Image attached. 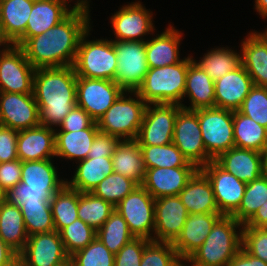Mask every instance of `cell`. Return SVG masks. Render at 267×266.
<instances>
[{"label":"cell","mask_w":267,"mask_h":266,"mask_svg":"<svg viewBox=\"0 0 267 266\" xmlns=\"http://www.w3.org/2000/svg\"><path fill=\"white\" fill-rule=\"evenodd\" d=\"M88 3L87 0H78L72 6L73 8L68 10L59 0H34L25 33L14 45L21 46L28 38L48 31L64 20L71 12H78L89 17Z\"/></svg>","instance_id":"5bb4252c"},{"label":"cell","mask_w":267,"mask_h":266,"mask_svg":"<svg viewBox=\"0 0 267 266\" xmlns=\"http://www.w3.org/2000/svg\"><path fill=\"white\" fill-rule=\"evenodd\" d=\"M182 33L173 26L166 28L160 35L146 41V60L149 68L164 67L182 61L179 55V45Z\"/></svg>","instance_id":"83f0119b"},{"label":"cell","mask_w":267,"mask_h":266,"mask_svg":"<svg viewBox=\"0 0 267 266\" xmlns=\"http://www.w3.org/2000/svg\"><path fill=\"white\" fill-rule=\"evenodd\" d=\"M206 152L215 160L235 146L233 111L218 107L196 109Z\"/></svg>","instance_id":"52a82bcc"},{"label":"cell","mask_w":267,"mask_h":266,"mask_svg":"<svg viewBox=\"0 0 267 266\" xmlns=\"http://www.w3.org/2000/svg\"><path fill=\"white\" fill-rule=\"evenodd\" d=\"M250 266H267V263L250 254Z\"/></svg>","instance_id":"6125c7cd"},{"label":"cell","mask_w":267,"mask_h":266,"mask_svg":"<svg viewBox=\"0 0 267 266\" xmlns=\"http://www.w3.org/2000/svg\"><path fill=\"white\" fill-rule=\"evenodd\" d=\"M0 266H18V253L0 237Z\"/></svg>","instance_id":"9f6ffc18"},{"label":"cell","mask_w":267,"mask_h":266,"mask_svg":"<svg viewBox=\"0 0 267 266\" xmlns=\"http://www.w3.org/2000/svg\"><path fill=\"white\" fill-rule=\"evenodd\" d=\"M253 86L252 78L240 64L214 81L215 107L237 111Z\"/></svg>","instance_id":"44dd1931"},{"label":"cell","mask_w":267,"mask_h":266,"mask_svg":"<svg viewBox=\"0 0 267 266\" xmlns=\"http://www.w3.org/2000/svg\"><path fill=\"white\" fill-rule=\"evenodd\" d=\"M70 260L57 231L28 236L18 266H61Z\"/></svg>","instance_id":"9a60e30c"},{"label":"cell","mask_w":267,"mask_h":266,"mask_svg":"<svg viewBox=\"0 0 267 266\" xmlns=\"http://www.w3.org/2000/svg\"><path fill=\"white\" fill-rule=\"evenodd\" d=\"M17 138V130L0 125V163L18 159Z\"/></svg>","instance_id":"f5cc1de1"},{"label":"cell","mask_w":267,"mask_h":266,"mask_svg":"<svg viewBox=\"0 0 267 266\" xmlns=\"http://www.w3.org/2000/svg\"><path fill=\"white\" fill-rule=\"evenodd\" d=\"M186 95L192 104L189 107L182 104V108L196 110L215 107L214 81L194 61L189 64L186 74L183 98Z\"/></svg>","instance_id":"f1b7e54d"},{"label":"cell","mask_w":267,"mask_h":266,"mask_svg":"<svg viewBox=\"0 0 267 266\" xmlns=\"http://www.w3.org/2000/svg\"><path fill=\"white\" fill-rule=\"evenodd\" d=\"M90 18L71 12L48 31L28 38L20 47L36 68L73 66L81 36L90 29Z\"/></svg>","instance_id":"6da1fadb"},{"label":"cell","mask_w":267,"mask_h":266,"mask_svg":"<svg viewBox=\"0 0 267 266\" xmlns=\"http://www.w3.org/2000/svg\"><path fill=\"white\" fill-rule=\"evenodd\" d=\"M114 210L115 207L111 203L95 196L92 192L78 191V218L95 231L103 226Z\"/></svg>","instance_id":"8d00e7d4"},{"label":"cell","mask_w":267,"mask_h":266,"mask_svg":"<svg viewBox=\"0 0 267 266\" xmlns=\"http://www.w3.org/2000/svg\"><path fill=\"white\" fill-rule=\"evenodd\" d=\"M89 29L81 36L75 62L77 77L114 81L117 58L112 40H86Z\"/></svg>","instance_id":"8992f818"},{"label":"cell","mask_w":267,"mask_h":266,"mask_svg":"<svg viewBox=\"0 0 267 266\" xmlns=\"http://www.w3.org/2000/svg\"><path fill=\"white\" fill-rule=\"evenodd\" d=\"M186 264H182V261L179 263L178 266H185ZM192 266V265H191Z\"/></svg>","instance_id":"89a4df30"},{"label":"cell","mask_w":267,"mask_h":266,"mask_svg":"<svg viewBox=\"0 0 267 266\" xmlns=\"http://www.w3.org/2000/svg\"><path fill=\"white\" fill-rule=\"evenodd\" d=\"M188 212L178 195L155 199L153 241L173 243L180 235Z\"/></svg>","instance_id":"ac0fdd59"},{"label":"cell","mask_w":267,"mask_h":266,"mask_svg":"<svg viewBox=\"0 0 267 266\" xmlns=\"http://www.w3.org/2000/svg\"><path fill=\"white\" fill-rule=\"evenodd\" d=\"M115 255L96 237L90 244L70 256L73 266H114Z\"/></svg>","instance_id":"f6af8a7d"},{"label":"cell","mask_w":267,"mask_h":266,"mask_svg":"<svg viewBox=\"0 0 267 266\" xmlns=\"http://www.w3.org/2000/svg\"><path fill=\"white\" fill-rule=\"evenodd\" d=\"M68 10H69V8L67 7V3H68V1L67 0H59Z\"/></svg>","instance_id":"003e7915"},{"label":"cell","mask_w":267,"mask_h":266,"mask_svg":"<svg viewBox=\"0 0 267 266\" xmlns=\"http://www.w3.org/2000/svg\"><path fill=\"white\" fill-rule=\"evenodd\" d=\"M214 161L246 184L263 175L261 152L234 146L221 153Z\"/></svg>","instance_id":"cb8c5ba5"},{"label":"cell","mask_w":267,"mask_h":266,"mask_svg":"<svg viewBox=\"0 0 267 266\" xmlns=\"http://www.w3.org/2000/svg\"><path fill=\"white\" fill-rule=\"evenodd\" d=\"M227 266H250V254L241 248Z\"/></svg>","instance_id":"680465c9"},{"label":"cell","mask_w":267,"mask_h":266,"mask_svg":"<svg viewBox=\"0 0 267 266\" xmlns=\"http://www.w3.org/2000/svg\"><path fill=\"white\" fill-rule=\"evenodd\" d=\"M243 225L232 216H222L203 244L186 260L192 266H227L242 248ZM237 228L239 229V233Z\"/></svg>","instance_id":"3957f363"},{"label":"cell","mask_w":267,"mask_h":266,"mask_svg":"<svg viewBox=\"0 0 267 266\" xmlns=\"http://www.w3.org/2000/svg\"><path fill=\"white\" fill-rule=\"evenodd\" d=\"M266 201L267 176L262 175L246 184L241 204L231 216L242 225H245Z\"/></svg>","instance_id":"60d3db41"},{"label":"cell","mask_w":267,"mask_h":266,"mask_svg":"<svg viewBox=\"0 0 267 266\" xmlns=\"http://www.w3.org/2000/svg\"><path fill=\"white\" fill-rule=\"evenodd\" d=\"M123 91L113 105L97 121L100 132L118 137L120 140H135L138 136L146 102L135 92L137 99L127 98ZM125 95V96H124Z\"/></svg>","instance_id":"5b68a950"},{"label":"cell","mask_w":267,"mask_h":266,"mask_svg":"<svg viewBox=\"0 0 267 266\" xmlns=\"http://www.w3.org/2000/svg\"><path fill=\"white\" fill-rule=\"evenodd\" d=\"M0 237L18 254L28 240L21 208L7 200L0 204Z\"/></svg>","instance_id":"d6a6232c"},{"label":"cell","mask_w":267,"mask_h":266,"mask_svg":"<svg viewBox=\"0 0 267 266\" xmlns=\"http://www.w3.org/2000/svg\"><path fill=\"white\" fill-rule=\"evenodd\" d=\"M124 90L112 80L77 77V106L97 122Z\"/></svg>","instance_id":"4fadbf2b"},{"label":"cell","mask_w":267,"mask_h":266,"mask_svg":"<svg viewBox=\"0 0 267 266\" xmlns=\"http://www.w3.org/2000/svg\"><path fill=\"white\" fill-rule=\"evenodd\" d=\"M233 135L238 148L262 152L267 146V128L238 110L233 111Z\"/></svg>","instance_id":"e575fe53"},{"label":"cell","mask_w":267,"mask_h":266,"mask_svg":"<svg viewBox=\"0 0 267 266\" xmlns=\"http://www.w3.org/2000/svg\"><path fill=\"white\" fill-rule=\"evenodd\" d=\"M172 143L198 169L214 159L206 152L196 110L181 108L176 116Z\"/></svg>","instance_id":"30bf717a"},{"label":"cell","mask_w":267,"mask_h":266,"mask_svg":"<svg viewBox=\"0 0 267 266\" xmlns=\"http://www.w3.org/2000/svg\"><path fill=\"white\" fill-rule=\"evenodd\" d=\"M34 0H0V20L7 38L14 44L24 33Z\"/></svg>","instance_id":"836d02e7"},{"label":"cell","mask_w":267,"mask_h":266,"mask_svg":"<svg viewBox=\"0 0 267 266\" xmlns=\"http://www.w3.org/2000/svg\"><path fill=\"white\" fill-rule=\"evenodd\" d=\"M117 58L114 81L124 91H137L149 66L146 60V41H113Z\"/></svg>","instance_id":"ba28073f"},{"label":"cell","mask_w":267,"mask_h":266,"mask_svg":"<svg viewBox=\"0 0 267 266\" xmlns=\"http://www.w3.org/2000/svg\"><path fill=\"white\" fill-rule=\"evenodd\" d=\"M210 180L219 212L231 216L240 206L246 183L226 172L214 160L200 169Z\"/></svg>","instance_id":"2e32d148"},{"label":"cell","mask_w":267,"mask_h":266,"mask_svg":"<svg viewBox=\"0 0 267 266\" xmlns=\"http://www.w3.org/2000/svg\"><path fill=\"white\" fill-rule=\"evenodd\" d=\"M21 182L30 190L48 191L52 196L66 184V181L58 179L52 159L22 162Z\"/></svg>","instance_id":"4316f807"},{"label":"cell","mask_w":267,"mask_h":266,"mask_svg":"<svg viewBox=\"0 0 267 266\" xmlns=\"http://www.w3.org/2000/svg\"><path fill=\"white\" fill-rule=\"evenodd\" d=\"M78 162L73 179L66 181V184L79 192H92L106 176L114 172L111 157L86 158Z\"/></svg>","instance_id":"1f68e13d"},{"label":"cell","mask_w":267,"mask_h":266,"mask_svg":"<svg viewBox=\"0 0 267 266\" xmlns=\"http://www.w3.org/2000/svg\"><path fill=\"white\" fill-rule=\"evenodd\" d=\"M17 156L22 162L55 156V129L39 125L18 131Z\"/></svg>","instance_id":"603a6c76"},{"label":"cell","mask_w":267,"mask_h":266,"mask_svg":"<svg viewBox=\"0 0 267 266\" xmlns=\"http://www.w3.org/2000/svg\"><path fill=\"white\" fill-rule=\"evenodd\" d=\"M5 45L4 48H8L13 45V43L8 38H0V46ZM8 45V46H7ZM7 46V47H6ZM3 52L0 51V54Z\"/></svg>","instance_id":"be15d7a7"},{"label":"cell","mask_w":267,"mask_h":266,"mask_svg":"<svg viewBox=\"0 0 267 266\" xmlns=\"http://www.w3.org/2000/svg\"><path fill=\"white\" fill-rule=\"evenodd\" d=\"M76 83L73 66L35 69L33 94L39 107L41 125L59 127L77 105Z\"/></svg>","instance_id":"7a4b0ae2"},{"label":"cell","mask_w":267,"mask_h":266,"mask_svg":"<svg viewBox=\"0 0 267 266\" xmlns=\"http://www.w3.org/2000/svg\"><path fill=\"white\" fill-rule=\"evenodd\" d=\"M0 38H7V36L4 33L3 26L1 24V20H0Z\"/></svg>","instance_id":"03108f58"},{"label":"cell","mask_w":267,"mask_h":266,"mask_svg":"<svg viewBox=\"0 0 267 266\" xmlns=\"http://www.w3.org/2000/svg\"><path fill=\"white\" fill-rule=\"evenodd\" d=\"M115 209L127 222L134 237L153 240L150 232L155 228V199L142 185L121 200Z\"/></svg>","instance_id":"9c48e42d"},{"label":"cell","mask_w":267,"mask_h":266,"mask_svg":"<svg viewBox=\"0 0 267 266\" xmlns=\"http://www.w3.org/2000/svg\"><path fill=\"white\" fill-rule=\"evenodd\" d=\"M55 231L59 232L78 219V190L65 184L50 200Z\"/></svg>","instance_id":"74e56055"},{"label":"cell","mask_w":267,"mask_h":266,"mask_svg":"<svg viewBox=\"0 0 267 266\" xmlns=\"http://www.w3.org/2000/svg\"><path fill=\"white\" fill-rule=\"evenodd\" d=\"M193 61L216 81L241 64V54L227 47L216 48L206 53L199 62Z\"/></svg>","instance_id":"f35d334b"},{"label":"cell","mask_w":267,"mask_h":266,"mask_svg":"<svg viewBox=\"0 0 267 266\" xmlns=\"http://www.w3.org/2000/svg\"><path fill=\"white\" fill-rule=\"evenodd\" d=\"M96 233L97 231L79 218L59 231L69 256L90 244L96 238Z\"/></svg>","instance_id":"ee69618b"},{"label":"cell","mask_w":267,"mask_h":266,"mask_svg":"<svg viewBox=\"0 0 267 266\" xmlns=\"http://www.w3.org/2000/svg\"><path fill=\"white\" fill-rule=\"evenodd\" d=\"M96 237L114 255L129 241L134 235L129 231L127 222L115 209L105 221L103 226L97 231Z\"/></svg>","instance_id":"ab89813d"},{"label":"cell","mask_w":267,"mask_h":266,"mask_svg":"<svg viewBox=\"0 0 267 266\" xmlns=\"http://www.w3.org/2000/svg\"><path fill=\"white\" fill-rule=\"evenodd\" d=\"M143 161L148 168L196 167L185 158L173 143L153 146L140 145Z\"/></svg>","instance_id":"d590c367"},{"label":"cell","mask_w":267,"mask_h":266,"mask_svg":"<svg viewBox=\"0 0 267 266\" xmlns=\"http://www.w3.org/2000/svg\"><path fill=\"white\" fill-rule=\"evenodd\" d=\"M241 64L253 84L267 87V33H249L241 44Z\"/></svg>","instance_id":"d4e9b609"},{"label":"cell","mask_w":267,"mask_h":266,"mask_svg":"<svg viewBox=\"0 0 267 266\" xmlns=\"http://www.w3.org/2000/svg\"><path fill=\"white\" fill-rule=\"evenodd\" d=\"M243 227L267 228V201Z\"/></svg>","instance_id":"6f0895ef"},{"label":"cell","mask_w":267,"mask_h":266,"mask_svg":"<svg viewBox=\"0 0 267 266\" xmlns=\"http://www.w3.org/2000/svg\"><path fill=\"white\" fill-rule=\"evenodd\" d=\"M191 56L164 67L149 68L136 93L147 103L182 105L186 74Z\"/></svg>","instance_id":"277c9868"},{"label":"cell","mask_w":267,"mask_h":266,"mask_svg":"<svg viewBox=\"0 0 267 266\" xmlns=\"http://www.w3.org/2000/svg\"><path fill=\"white\" fill-rule=\"evenodd\" d=\"M95 121L81 107L75 106L62 120L57 131H80L89 128Z\"/></svg>","instance_id":"816d5d0a"},{"label":"cell","mask_w":267,"mask_h":266,"mask_svg":"<svg viewBox=\"0 0 267 266\" xmlns=\"http://www.w3.org/2000/svg\"><path fill=\"white\" fill-rule=\"evenodd\" d=\"M178 196L189 214L220 213L215 202L212 184L200 169Z\"/></svg>","instance_id":"484cf974"},{"label":"cell","mask_w":267,"mask_h":266,"mask_svg":"<svg viewBox=\"0 0 267 266\" xmlns=\"http://www.w3.org/2000/svg\"><path fill=\"white\" fill-rule=\"evenodd\" d=\"M6 200V192L0 186V204Z\"/></svg>","instance_id":"e7e4bbea"},{"label":"cell","mask_w":267,"mask_h":266,"mask_svg":"<svg viewBox=\"0 0 267 266\" xmlns=\"http://www.w3.org/2000/svg\"><path fill=\"white\" fill-rule=\"evenodd\" d=\"M263 175L267 176V146L261 152Z\"/></svg>","instance_id":"94428289"},{"label":"cell","mask_w":267,"mask_h":266,"mask_svg":"<svg viewBox=\"0 0 267 266\" xmlns=\"http://www.w3.org/2000/svg\"><path fill=\"white\" fill-rule=\"evenodd\" d=\"M137 186L139 185L134 180L113 172L106 176V178L92 190V193L115 207Z\"/></svg>","instance_id":"7bdbcfd3"},{"label":"cell","mask_w":267,"mask_h":266,"mask_svg":"<svg viewBox=\"0 0 267 266\" xmlns=\"http://www.w3.org/2000/svg\"><path fill=\"white\" fill-rule=\"evenodd\" d=\"M98 132L97 122L80 131H55V156L78 161L88 158L90 147Z\"/></svg>","instance_id":"f546056e"},{"label":"cell","mask_w":267,"mask_h":266,"mask_svg":"<svg viewBox=\"0 0 267 266\" xmlns=\"http://www.w3.org/2000/svg\"><path fill=\"white\" fill-rule=\"evenodd\" d=\"M238 111L267 128V87L254 85Z\"/></svg>","instance_id":"7dc6e473"},{"label":"cell","mask_w":267,"mask_h":266,"mask_svg":"<svg viewBox=\"0 0 267 266\" xmlns=\"http://www.w3.org/2000/svg\"><path fill=\"white\" fill-rule=\"evenodd\" d=\"M34 94L0 92V125L20 131L40 124Z\"/></svg>","instance_id":"e0dca14e"},{"label":"cell","mask_w":267,"mask_h":266,"mask_svg":"<svg viewBox=\"0 0 267 266\" xmlns=\"http://www.w3.org/2000/svg\"><path fill=\"white\" fill-rule=\"evenodd\" d=\"M20 208L28 236L55 231L50 200L23 203Z\"/></svg>","instance_id":"b9f144b4"},{"label":"cell","mask_w":267,"mask_h":266,"mask_svg":"<svg viewBox=\"0 0 267 266\" xmlns=\"http://www.w3.org/2000/svg\"><path fill=\"white\" fill-rule=\"evenodd\" d=\"M22 161L16 159L0 163V186L7 193L21 182Z\"/></svg>","instance_id":"11a10c76"},{"label":"cell","mask_w":267,"mask_h":266,"mask_svg":"<svg viewBox=\"0 0 267 266\" xmlns=\"http://www.w3.org/2000/svg\"><path fill=\"white\" fill-rule=\"evenodd\" d=\"M242 248L267 263V228L242 227Z\"/></svg>","instance_id":"c3c4849f"},{"label":"cell","mask_w":267,"mask_h":266,"mask_svg":"<svg viewBox=\"0 0 267 266\" xmlns=\"http://www.w3.org/2000/svg\"><path fill=\"white\" fill-rule=\"evenodd\" d=\"M120 141L118 137L99 131L90 147L88 158L111 157Z\"/></svg>","instance_id":"db71d44e"},{"label":"cell","mask_w":267,"mask_h":266,"mask_svg":"<svg viewBox=\"0 0 267 266\" xmlns=\"http://www.w3.org/2000/svg\"><path fill=\"white\" fill-rule=\"evenodd\" d=\"M255 9L262 18L267 17V0H255Z\"/></svg>","instance_id":"91938a15"},{"label":"cell","mask_w":267,"mask_h":266,"mask_svg":"<svg viewBox=\"0 0 267 266\" xmlns=\"http://www.w3.org/2000/svg\"><path fill=\"white\" fill-rule=\"evenodd\" d=\"M111 23L116 36L115 41H144L140 37L155 30L151 12L139 1L122 6L112 16Z\"/></svg>","instance_id":"d6986e66"},{"label":"cell","mask_w":267,"mask_h":266,"mask_svg":"<svg viewBox=\"0 0 267 266\" xmlns=\"http://www.w3.org/2000/svg\"><path fill=\"white\" fill-rule=\"evenodd\" d=\"M35 68L27 60L23 49L14 45L0 54V92L33 93Z\"/></svg>","instance_id":"7c38bea8"},{"label":"cell","mask_w":267,"mask_h":266,"mask_svg":"<svg viewBox=\"0 0 267 266\" xmlns=\"http://www.w3.org/2000/svg\"><path fill=\"white\" fill-rule=\"evenodd\" d=\"M111 158L115 173L134 180L138 185L143 183L146 167L140 145L136 140H121Z\"/></svg>","instance_id":"4dcf8cb0"},{"label":"cell","mask_w":267,"mask_h":266,"mask_svg":"<svg viewBox=\"0 0 267 266\" xmlns=\"http://www.w3.org/2000/svg\"><path fill=\"white\" fill-rule=\"evenodd\" d=\"M61 266H73L72 262L69 260L68 262H66L65 264L61 265Z\"/></svg>","instance_id":"a7ac6f4b"},{"label":"cell","mask_w":267,"mask_h":266,"mask_svg":"<svg viewBox=\"0 0 267 266\" xmlns=\"http://www.w3.org/2000/svg\"><path fill=\"white\" fill-rule=\"evenodd\" d=\"M181 261L172 243L151 240L144 248L140 266H178Z\"/></svg>","instance_id":"bcb514c9"},{"label":"cell","mask_w":267,"mask_h":266,"mask_svg":"<svg viewBox=\"0 0 267 266\" xmlns=\"http://www.w3.org/2000/svg\"><path fill=\"white\" fill-rule=\"evenodd\" d=\"M181 108L177 104H146L142 124L135 140L139 145L160 146L172 143L175 119Z\"/></svg>","instance_id":"8fae6325"},{"label":"cell","mask_w":267,"mask_h":266,"mask_svg":"<svg viewBox=\"0 0 267 266\" xmlns=\"http://www.w3.org/2000/svg\"><path fill=\"white\" fill-rule=\"evenodd\" d=\"M52 197L48 191L30 190L27 188V184L22 182L16 184L6 193V200L19 207L23 203H40V200H51Z\"/></svg>","instance_id":"f907efd6"},{"label":"cell","mask_w":267,"mask_h":266,"mask_svg":"<svg viewBox=\"0 0 267 266\" xmlns=\"http://www.w3.org/2000/svg\"><path fill=\"white\" fill-rule=\"evenodd\" d=\"M151 240L135 237L126 243L114 257V266H140L145 246Z\"/></svg>","instance_id":"681fc988"},{"label":"cell","mask_w":267,"mask_h":266,"mask_svg":"<svg viewBox=\"0 0 267 266\" xmlns=\"http://www.w3.org/2000/svg\"><path fill=\"white\" fill-rule=\"evenodd\" d=\"M198 170L197 167L148 168L141 185L154 199L175 196Z\"/></svg>","instance_id":"ffe728a7"},{"label":"cell","mask_w":267,"mask_h":266,"mask_svg":"<svg viewBox=\"0 0 267 266\" xmlns=\"http://www.w3.org/2000/svg\"><path fill=\"white\" fill-rule=\"evenodd\" d=\"M222 216L221 213L188 214L180 235L172 243L183 262L203 244Z\"/></svg>","instance_id":"7402d4cb"}]
</instances>
